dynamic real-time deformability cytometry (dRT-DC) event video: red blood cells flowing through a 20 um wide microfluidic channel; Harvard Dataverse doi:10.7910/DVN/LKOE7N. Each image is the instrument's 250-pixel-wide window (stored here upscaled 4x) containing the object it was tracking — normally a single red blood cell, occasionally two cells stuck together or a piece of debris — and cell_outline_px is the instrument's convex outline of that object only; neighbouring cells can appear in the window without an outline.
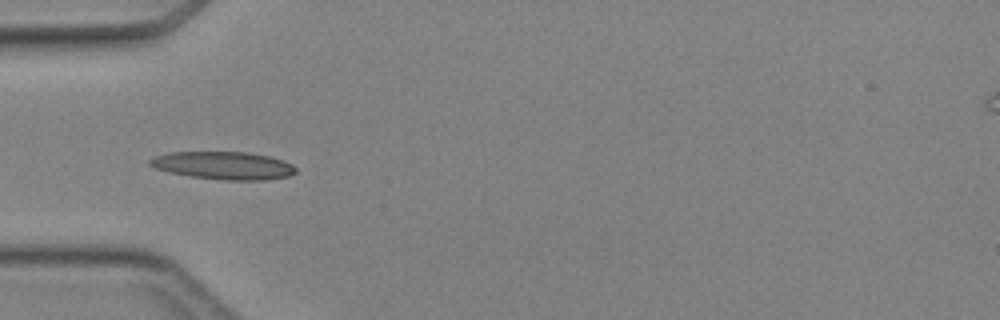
{"species": "Egyptian fruit bat (a non-hibernating species)", "species_latin": "Rousettus aegyptiacus", "temperature_condition": "cold", "stored_images_in_passage": 4, "camera_frame_rate_fps": 3000, "um_per_image_px": 0.085, "animal": {"sex": "female"}, "frame": {"image": 1, "passage_image": 3, "time_ms": 3.333, "image_size_px": [1000, 320], "cell_outline_px": [[296, 172], [288, 176], [264, 180], [224, 180], [192, 176], [168, 172], [156, 168], [148, 164], [148, 160], [156, 156], [168, 152], [248, 152], [268, 156], [284, 160], [292, 164], [296, 168]], "centroid_in_image_um": [19.0, 14.06], "position_along_channel_um": 66.0, "area_um2": 23.58}}
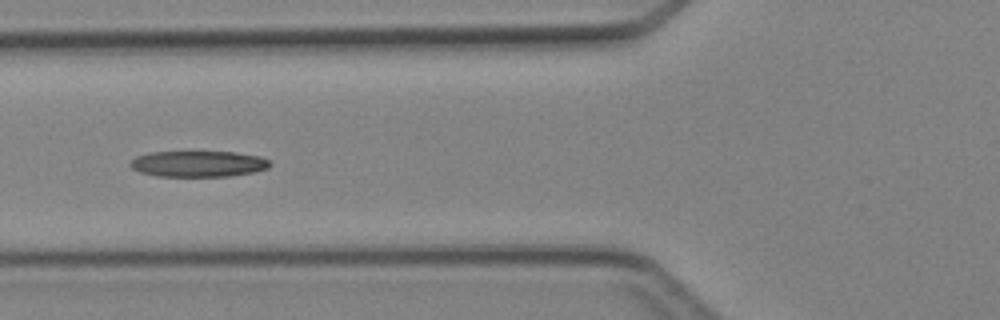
{"frame": {"image": 2, "passage_image": 4, "time_ms": 4.333, "image_size_px": [1000, 320], "cell_outline_px": [[272, 164], [268, 168], [252, 172], [228, 176], [156, 176], [140, 172], [132, 168], [128, 164], [136, 156], [148, 152], [236, 152], [260, 156], [268, 160]], "centroid_in_image_um": [16.84, 13.92], "position_along_channel_um": 109.0, "area_um2": 21.15}}